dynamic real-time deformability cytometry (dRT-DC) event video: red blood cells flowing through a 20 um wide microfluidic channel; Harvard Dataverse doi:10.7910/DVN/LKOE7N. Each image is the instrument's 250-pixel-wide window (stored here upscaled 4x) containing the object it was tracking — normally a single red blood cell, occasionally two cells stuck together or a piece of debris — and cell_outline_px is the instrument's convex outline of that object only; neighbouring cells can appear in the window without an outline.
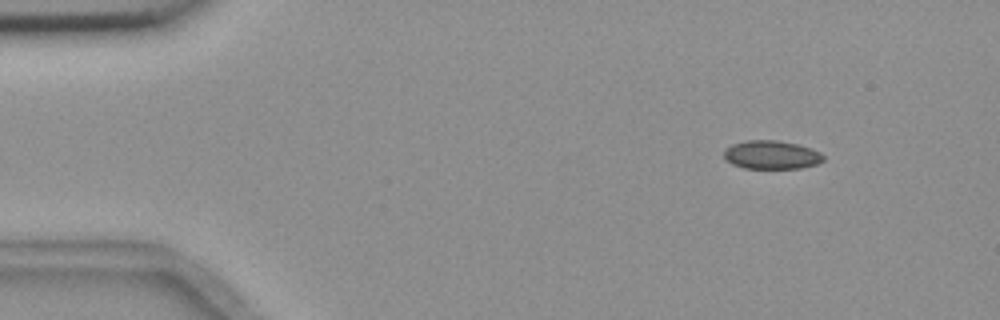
{"species": "common noctule bat (a hibernating species)", "species_latin": "Nyctalus noctula", "temperature_condition": "room temperature", "stored_images_in_passage": 4, "camera_frame_rate_fps": 3000, "um_per_image_px": 0.085, "animal": {"sex": "female", "body_mass_g": 18.4}, "frame": {"image": 1, "passage_image": 1, "time_ms": 0.0, "image_size_px": [1000, 320], "cell_outline_px": [[824, 160], [816, 164], [800, 168], [744, 168], [732, 164], [724, 160], [724, 148], [732, 144], [744, 140], [776, 140], [796, 144], [812, 148], [820, 152], [824, 156]], "centroid_in_image_um": [65.54, 13.15], "position_along_channel_um": 19.5, "area_um2": 16.65}}
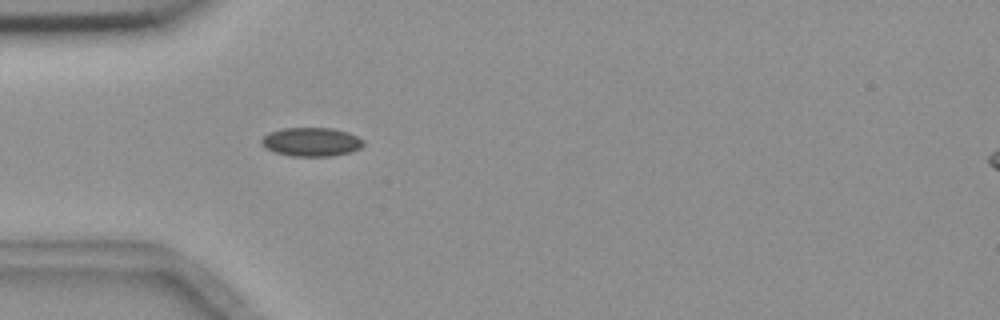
{"frame": {"image": 2, "passage_image": 4, "time_ms": 3.333, "image_size_px": [1000, 320], "cell_outline_px": [[364, 144], [360, 148], [352, 152], [332, 156], [292, 156], [276, 152], [264, 148], [260, 144], [260, 140], [268, 132], [284, 128], [332, 128], [348, 132], [364, 140]], "centroid_in_image_um": [26.45, 12.06], "position_along_channel_um": 58.5, "area_um2": 17.22}}